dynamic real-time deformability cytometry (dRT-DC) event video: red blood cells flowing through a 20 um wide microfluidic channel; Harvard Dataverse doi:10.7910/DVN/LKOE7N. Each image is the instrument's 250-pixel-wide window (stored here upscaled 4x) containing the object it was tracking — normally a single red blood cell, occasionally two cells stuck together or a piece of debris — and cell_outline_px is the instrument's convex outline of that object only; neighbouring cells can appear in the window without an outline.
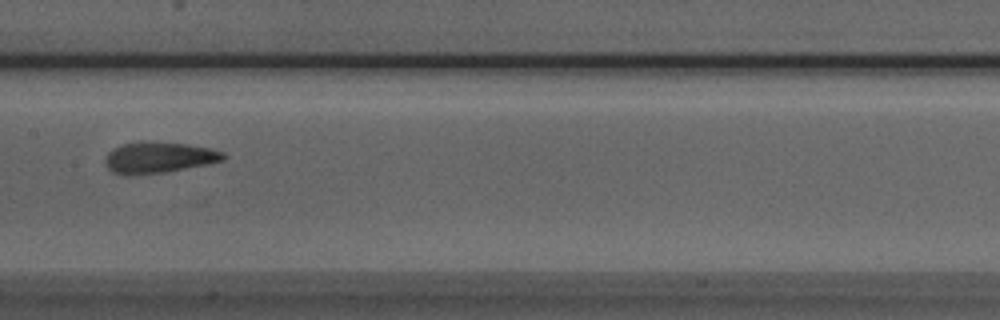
{"species": "Egyptian fruit bat (a non-hibernating species)", "species_latin": "Rousettus aegyptiacus", "temperature_condition": "room temperature", "stored_images_in_passage": 8, "camera_frame_rate_fps": 3000, "um_per_image_px": 0.085, "animal": {"sex": "male"}, "frame": {"image": 1, "passage_image": 8, "time_ms": 2.333, "image_size_px": [1000, 320], "cell_outline_px": [[228, 156], [224, 160], [208, 164], [164, 172], [128, 176], [112, 172], [104, 164], [104, 156], [112, 148], [124, 144], [188, 144], [212, 148], [224, 152]], "centroid_in_image_um": [13.5, 13.43], "position_along_channel_um": 193.9, "area_um2": 20.98}}